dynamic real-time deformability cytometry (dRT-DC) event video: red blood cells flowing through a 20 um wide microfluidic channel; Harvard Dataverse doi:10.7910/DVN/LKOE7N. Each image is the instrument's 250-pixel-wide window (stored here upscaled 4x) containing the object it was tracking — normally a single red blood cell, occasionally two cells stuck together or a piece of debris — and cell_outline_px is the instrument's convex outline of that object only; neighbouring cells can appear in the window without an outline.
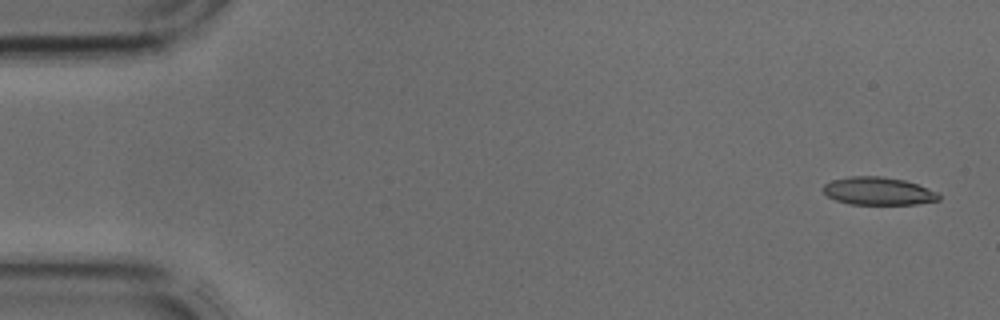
{"species": "common noctule bat (a hibernating species)", "species_latin": "Nyctalus noctula", "temperature_condition": "cold", "stored_images_in_passage": 41, "camera_frame_rate_fps": 3000, "um_per_image_px": 0.085, "animal": {"sex": "male", "body_mass_g": 17.9, "forearm_length_mm": 54.2}, "frame": {"image": 1, "passage_image": 1, "time_ms": 0.0, "image_size_px": [1000, 320], "cell_outline_px": [[940, 200], [916, 204], [848, 204], [836, 200], [828, 196], [824, 192], [824, 184], [832, 180], [852, 176], [884, 176], [904, 180], [940, 192]], "centroid_in_image_um": [74.69, 16.24], "position_along_channel_um": 10.3, "area_um2": 18.79}}
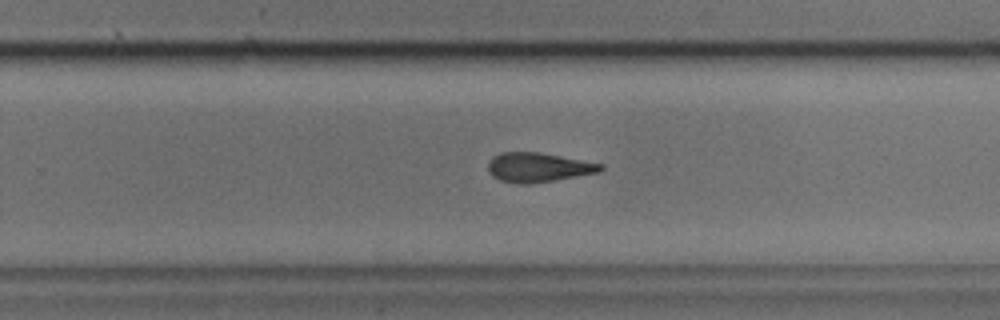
{"frame": {"image": 2, "passage_image": 26, "time_ms": 8.333, "image_size_px": [1000, 320], "cell_outline_px": [[604, 168], [600, 172], [528, 184], [520, 184], [500, 180], [492, 176], [488, 172], [488, 160], [492, 156], [500, 152], [540, 152], [604, 164]], "centroid_in_image_um": [45.72, 14.21], "position_along_channel_um": 284.1, "area_um2": 19.31}}
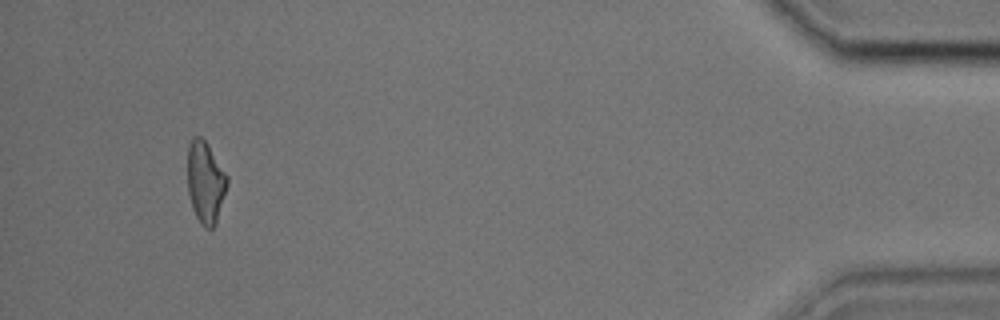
{"frame": {"image": 3, "passage_image": 39, "time_ms": 12.667, "image_size_px": [1000, 320], "cell_outline_px": [[228, 184], [216, 224], [212, 228], [204, 228], [200, 224], [192, 208], [188, 192], [188, 148], [192, 136], [200, 136], [208, 144], [228, 176]], "centroid_in_image_um": [17.47, 15.5], "position_along_channel_um": 417.7, "area_um2": 19.02}}